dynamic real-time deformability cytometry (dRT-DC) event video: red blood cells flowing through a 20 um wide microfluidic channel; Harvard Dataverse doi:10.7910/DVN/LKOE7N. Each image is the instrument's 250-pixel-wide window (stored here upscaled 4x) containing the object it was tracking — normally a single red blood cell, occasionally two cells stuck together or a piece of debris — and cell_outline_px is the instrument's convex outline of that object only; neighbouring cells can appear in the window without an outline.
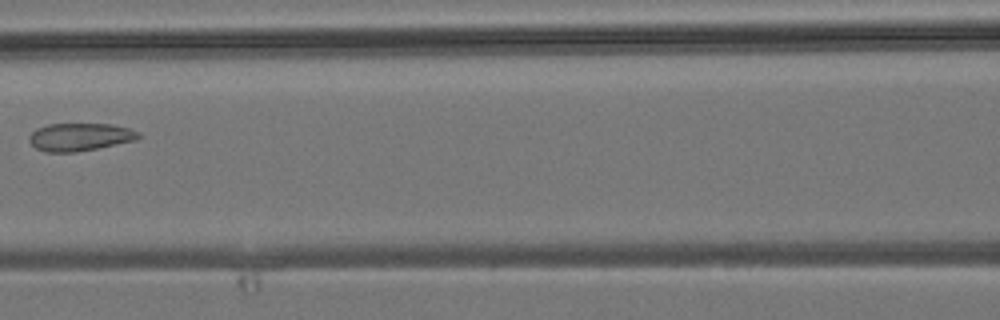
{"species": "common noctule bat (a hibernating species)", "species_latin": "Nyctalus noctula", "temperature_condition": "room temperature", "stored_images_in_passage": 3, "camera_frame_rate_fps": 3000, "um_per_image_px": 0.085, "animal": {"sex": "male", "body_mass_g": 19.2, "forearm_length_mm": 51.8}, "frame": {"image": 1, "passage_image": 3, "time_ms": 3.333, "image_size_px": [1000, 320], "cell_outline_px": [[140, 136], [136, 140], [76, 152], [44, 152], [36, 148], [28, 140], [28, 136], [36, 128], [48, 124], [112, 124], [128, 128], [140, 132]], "centroid_in_image_um": [6.76, 11.64], "position_along_channel_um": 159.8, "area_um2": 17.69}}